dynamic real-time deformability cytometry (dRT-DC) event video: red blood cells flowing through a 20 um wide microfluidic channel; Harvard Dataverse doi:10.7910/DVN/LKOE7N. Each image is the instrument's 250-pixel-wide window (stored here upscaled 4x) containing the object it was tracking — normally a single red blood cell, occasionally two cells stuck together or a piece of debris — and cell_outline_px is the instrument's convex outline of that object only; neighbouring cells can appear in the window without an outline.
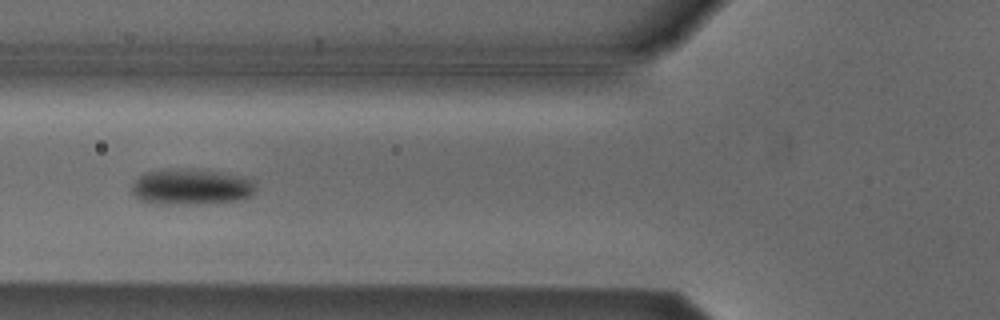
{"species": "Egyptian fruit bat (a non-hibernating species)", "species_latin": "Rousettus aegyptiacus", "temperature_condition": "cold", "stored_images_in_passage": 6, "camera_frame_rate_fps": 3000, "um_per_image_px": 0.085, "animal": {"sex": "male"}, "frame": {"image": 1, "passage_image": 5, "time_ms": 1.333, "image_size_px": [1000, 320], "cell_outline_px": [[256, 192], [252, 196], [240, 200], [196, 204], [160, 204], [140, 200], [132, 192], [132, 184], [144, 172], [164, 168], [188, 168], [216, 172], [240, 176], [252, 180], [256, 188]], "centroid_in_image_um": [16.24, 15.88], "position_along_channel_um": 109.6, "area_um2": 26.13}}
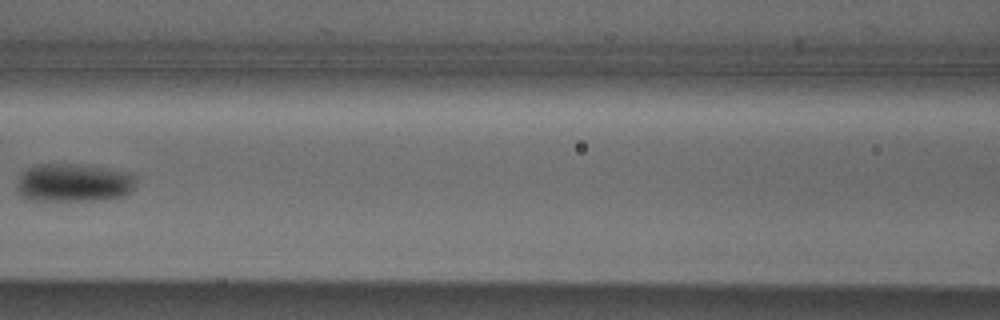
{"frame": {"image": 2, "passage_image": 6, "time_ms": 1.667, "image_size_px": [1000, 320], "cell_outline_px": [[136, 188], [132, 192], [124, 196], [104, 200], [32, 200], [20, 196], [16, 188], [16, 184], [20, 176], [28, 168], [36, 164], [72, 164], [100, 168], [120, 172], [132, 176], [136, 180]], "centroid_in_image_um": [6.23, 15.56], "position_along_channel_um": 160.4, "area_um2": 26.3}}